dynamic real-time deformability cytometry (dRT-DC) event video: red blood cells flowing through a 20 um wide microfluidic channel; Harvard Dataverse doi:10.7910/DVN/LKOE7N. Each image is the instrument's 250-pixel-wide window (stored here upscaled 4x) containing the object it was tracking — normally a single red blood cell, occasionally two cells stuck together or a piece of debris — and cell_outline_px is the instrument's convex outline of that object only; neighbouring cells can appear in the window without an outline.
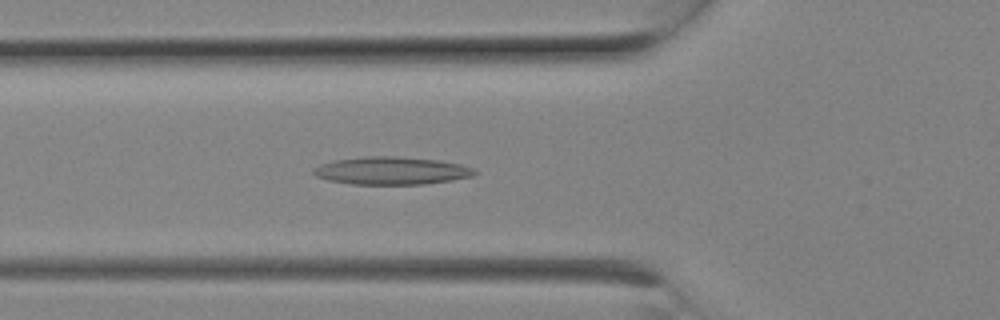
{"species": "Egyptian fruit bat (a non-hibernating species)", "species_latin": "Rousettus aegyptiacus", "temperature_condition": "room temperature", "stored_images_in_passage": 7, "camera_frame_rate_fps": 3000, "um_per_image_px": 0.085, "animal": {"sex": "female"}, "frame": {"image": 1, "passage_image": 7, "time_ms": 2.0, "image_size_px": [1000, 320], "cell_outline_px": [[476, 172], [472, 176], [452, 180], [424, 184], [352, 184], [328, 180], [316, 176], [312, 172], [320, 164], [332, 160], [364, 156], [396, 156], [436, 160], [460, 164], [472, 168]], "centroid_in_image_um": [33.24, 14.5], "position_along_channel_um": 92.6, "area_um2": 25.89}}